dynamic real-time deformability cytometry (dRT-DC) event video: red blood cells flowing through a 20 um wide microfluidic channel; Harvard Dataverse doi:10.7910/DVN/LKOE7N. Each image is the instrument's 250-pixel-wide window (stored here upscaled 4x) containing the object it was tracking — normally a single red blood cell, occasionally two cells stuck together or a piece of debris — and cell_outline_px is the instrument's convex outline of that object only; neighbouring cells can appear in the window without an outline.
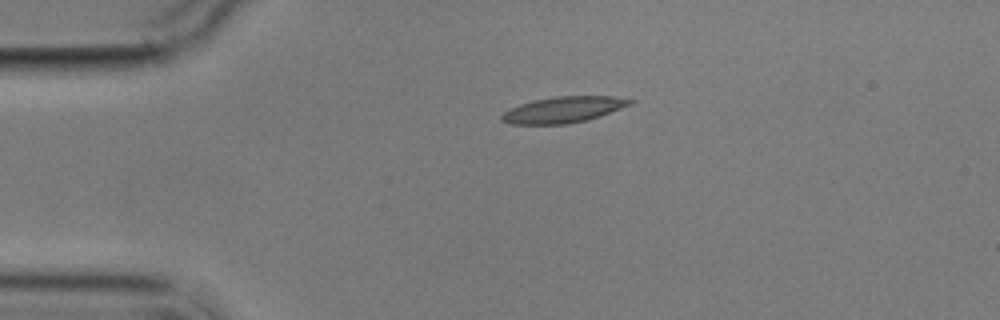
{"species": "common noctule bat (a hibernating species)", "species_latin": "Nyctalus noctula", "temperature_condition": "cold", "stored_images_in_passage": 2, "camera_frame_rate_fps": 3000, "um_per_image_px": 0.085, "animal": {"sex": "male", "body_mass_g": 17.9}, "frame": {"image": 1, "passage_image": 1, "time_ms": 0.0, "image_size_px": [1000, 320], "cell_outline_px": [[636, 100], [632, 104], [600, 116], [588, 120], [568, 124], [512, 124], [500, 120], [500, 116], [504, 112], [520, 104], [532, 100], [556, 96], [612, 96]], "centroid_in_image_um": [47.9, 9.32], "position_along_channel_um": 37.1, "area_um2": 19.54}}